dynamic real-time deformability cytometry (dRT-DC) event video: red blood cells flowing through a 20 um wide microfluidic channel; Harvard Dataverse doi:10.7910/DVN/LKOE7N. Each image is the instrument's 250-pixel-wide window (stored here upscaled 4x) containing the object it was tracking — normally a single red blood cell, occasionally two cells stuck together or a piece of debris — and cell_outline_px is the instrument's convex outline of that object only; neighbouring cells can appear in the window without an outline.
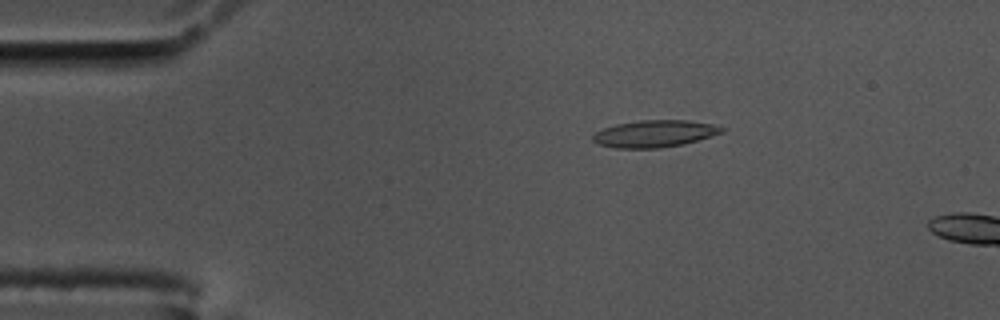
{"species": "common noctule bat (a hibernating species)", "species_latin": "Nyctalus noctula", "temperature_condition": "cold", "stored_images_in_passage": 13, "camera_frame_rate_fps": 3000, "um_per_image_px": 0.085, "animal": {"sex": "male", "body_mass_g": 17.5, "forearm_length_mm": 52.3}, "frame": {"image": 1, "passage_image": 10, "time_ms": 3.0, "image_size_px": [1000, 320], "cell_outline_px": [[724, 132], [684, 144], [656, 148], [616, 148], [600, 144], [592, 140], [592, 136], [596, 132], [604, 128], [616, 124], [640, 120], [688, 120], [712, 124], [724, 128]], "centroid_in_image_um": [55.64, 11.36], "position_along_channel_um": 29.4, "area_um2": 20.11}}